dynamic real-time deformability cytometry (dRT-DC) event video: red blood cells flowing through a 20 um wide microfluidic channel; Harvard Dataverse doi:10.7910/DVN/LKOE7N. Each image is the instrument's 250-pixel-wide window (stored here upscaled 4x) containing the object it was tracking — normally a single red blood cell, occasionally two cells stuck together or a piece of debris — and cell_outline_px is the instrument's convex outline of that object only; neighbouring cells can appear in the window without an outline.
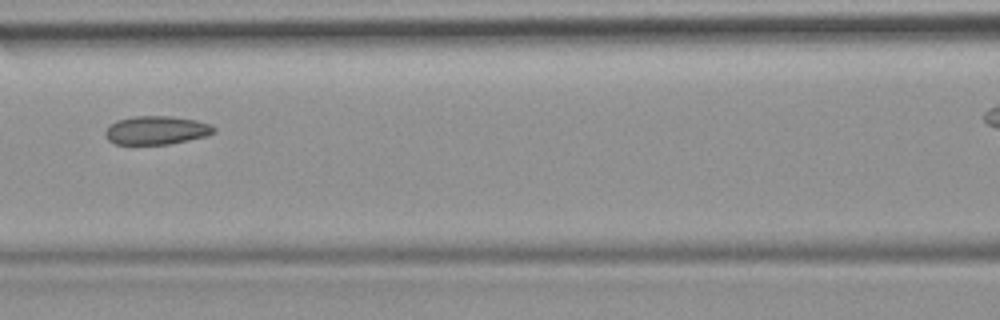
{"species": "common noctule bat (a hibernating species)", "species_latin": "Nyctalus noctula", "temperature_condition": "room temperature", "stored_images_in_passage": 5, "segment_of_instrument_passage": [1, 2], "camera_frame_rate_fps": 3000, "um_per_image_px": 0.085, "animal": {"sex": "female", "body_mass_g": 19.9}, "frame": {"image": 1, "passage_image": 4, "time_ms": 3.333, "image_size_px": [1000, 320], "cell_outline_px": [[216, 132], [208, 136], [168, 144], [116, 144], [108, 140], [104, 132], [116, 120], [136, 116], [172, 116], [196, 120], [212, 124], [216, 128]], "centroid_in_image_um": [13.35, 11.07], "position_along_channel_um": 153.3, "area_um2": 18.09}}